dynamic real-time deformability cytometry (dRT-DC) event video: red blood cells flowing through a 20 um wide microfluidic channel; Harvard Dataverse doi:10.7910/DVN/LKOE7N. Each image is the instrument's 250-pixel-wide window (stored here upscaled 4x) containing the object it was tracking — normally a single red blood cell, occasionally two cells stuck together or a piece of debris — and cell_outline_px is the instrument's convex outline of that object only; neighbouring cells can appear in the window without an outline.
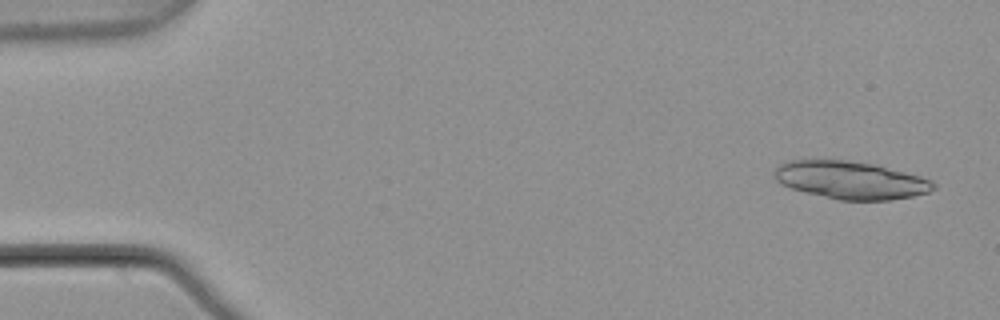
{"species": "common noctule bat (a hibernating species)", "species_latin": "Nyctalus noctula", "temperature_condition": "warm", "stored_images_in_passage": 7, "camera_frame_rate_fps": 3000, "um_per_image_px": 0.085, "animal": {"sex": "male", "body_mass_g": 21.5, "forearm_length_mm": 52.0}, "frame": {"image": 1, "passage_image": 1, "time_ms": 0.0, "image_size_px": [1000, 320], "cell_outline_px": [[936, 188], [928, 192], [912, 196], [892, 200], [840, 200], [804, 192], [792, 188], [776, 180], [776, 168], [780, 164], [788, 160], [844, 160], [872, 164], [920, 176], [932, 180], [936, 184]], "centroid_in_image_um": [72.34, 15.32], "position_along_channel_um": 12.7, "area_um2": 34.56}}
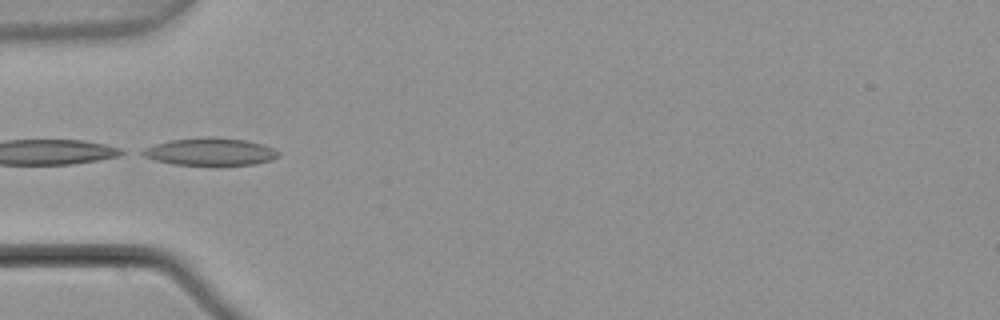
{"frame": {"image": 2, "passage_image": 5, "time_ms": 1.333, "image_size_px": [1000, 320], "cell_outline_px": [[280, 156], [272, 160], [256, 164], [172, 164], [156, 160], [144, 156], [136, 152], [144, 148], [156, 144], [172, 140], [208, 136], [212, 136], [244, 140], [260, 144], [272, 148], [280, 152]], "centroid_in_image_um": [17.85, 12.88], "position_along_channel_um": 67.1, "area_um2": 21.5}}
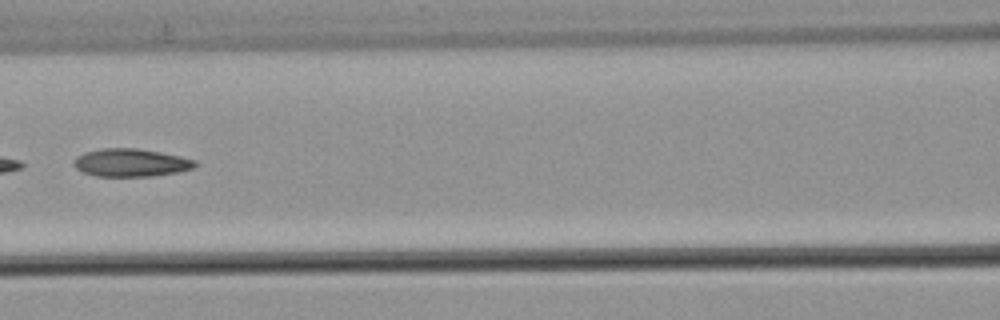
{"frame": {"image": 3, "passage_image": 7, "time_ms": 2.0, "image_size_px": [1000, 320], "cell_outline_px": [[196, 164], [192, 168], [180, 172], [152, 176], [96, 176], [84, 172], [76, 168], [72, 164], [76, 156], [84, 152], [100, 148], [136, 148], [160, 152], [180, 156], [196, 160]], "centroid_in_image_um": [11.1, 13.82], "position_along_channel_um": 155.5, "area_um2": 19.77}}